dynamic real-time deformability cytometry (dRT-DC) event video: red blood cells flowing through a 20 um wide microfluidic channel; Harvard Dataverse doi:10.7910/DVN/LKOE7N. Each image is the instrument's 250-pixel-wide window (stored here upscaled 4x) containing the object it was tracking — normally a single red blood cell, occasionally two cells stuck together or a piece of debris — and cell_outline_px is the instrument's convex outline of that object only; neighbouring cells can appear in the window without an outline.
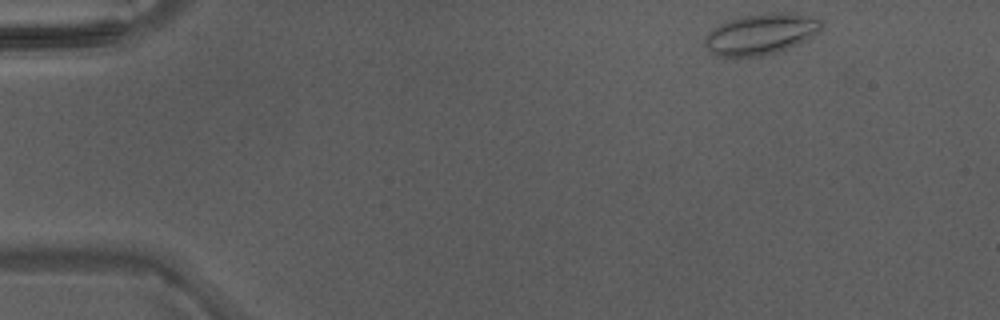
{"species": "Egyptian fruit bat (a non-hibernating species)", "species_latin": "Rousettus aegyptiacus", "temperature_condition": "warm", "stored_images_in_passage": 41, "camera_frame_rate_fps": 3000, "um_per_image_px": 0.085, "animal": {"sex": "male"}, "frame": {"image": 1, "passage_image": 1, "time_ms": 0.0, "image_size_px": [1000, 320], "cell_outline_px": [[824, 20], [820, 32], [796, 44], [776, 52], [760, 56], [720, 56], [712, 52], [704, 44], [704, 40], [708, 32], [720, 24], [744, 16], [764, 12], [788, 12], [812, 16]], "centroid_in_image_um": [64.72, 2.87], "position_along_channel_um": 20.3, "area_um2": 27.57}}
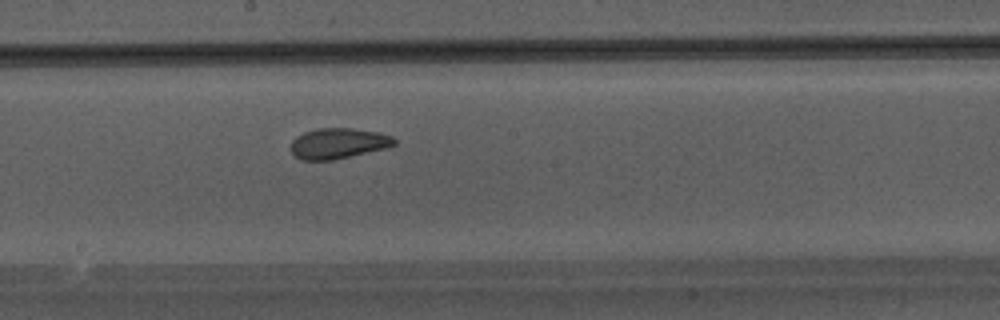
{"frame": {"image": 2, "passage_image": 21, "time_ms": 6.667, "image_size_px": [1000, 320], "cell_outline_px": [[396, 144], [388, 148], [332, 160], [300, 160], [288, 148], [292, 140], [296, 136], [304, 132], [316, 128], [352, 128], [380, 132], [392, 136], [396, 140]], "centroid_in_image_um": [28.74, 12.18], "position_along_channel_um": 219.5, "area_um2": 18.73}}
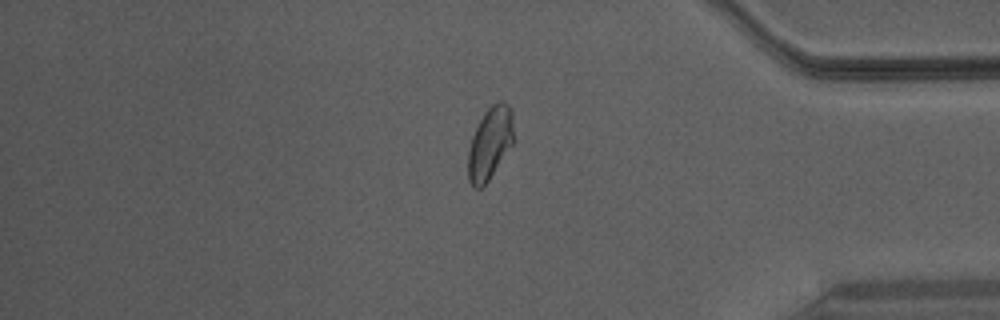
{"frame": {"image": 3, "passage_image": 34, "time_ms": 11.0, "image_size_px": [1000, 320], "cell_outline_px": [[512, 144], [488, 180], [480, 188], [472, 188], [468, 180], [468, 148], [472, 136], [484, 112], [492, 104], [500, 100], [504, 100], [508, 104], [512, 112]], "centroid_in_image_um": [41.62, 12.16], "position_along_channel_um": 393.6, "area_um2": 18.96}}